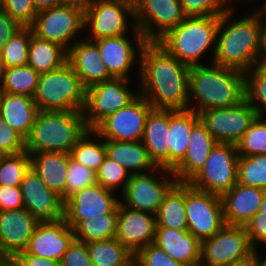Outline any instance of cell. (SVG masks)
Masks as SVG:
<instances>
[{
    "mask_svg": "<svg viewBox=\"0 0 266 266\" xmlns=\"http://www.w3.org/2000/svg\"><path fill=\"white\" fill-rule=\"evenodd\" d=\"M106 148V156L111 160L116 161L124 167L129 173L140 174L144 170H163L168 173V176L175 177L172 170L156 167L151 161L148 151L142 141H117V140H104ZM130 169V170H129Z\"/></svg>",
    "mask_w": 266,
    "mask_h": 266,
    "instance_id": "cell-28",
    "label": "cell"
},
{
    "mask_svg": "<svg viewBox=\"0 0 266 266\" xmlns=\"http://www.w3.org/2000/svg\"><path fill=\"white\" fill-rule=\"evenodd\" d=\"M137 51L142 82L139 94L156 109H189L190 67L157 42H146Z\"/></svg>",
    "mask_w": 266,
    "mask_h": 266,
    "instance_id": "cell-1",
    "label": "cell"
},
{
    "mask_svg": "<svg viewBox=\"0 0 266 266\" xmlns=\"http://www.w3.org/2000/svg\"><path fill=\"white\" fill-rule=\"evenodd\" d=\"M61 266H94L87 249V243L73 240L60 260Z\"/></svg>",
    "mask_w": 266,
    "mask_h": 266,
    "instance_id": "cell-49",
    "label": "cell"
},
{
    "mask_svg": "<svg viewBox=\"0 0 266 266\" xmlns=\"http://www.w3.org/2000/svg\"><path fill=\"white\" fill-rule=\"evenodd\" d=\"M83 111L39 110L30 134L25 139L29 154L59 152L70 154L77 141L86 133Z\"/></svg>",
    "mask_w": 266,
    "mask_h": 266,
    "instance_id": "cell-4",
    "label": "cell"
},
{
    "mask_svg": "<svg viewBox=\"0 0 266 266\" xmlns=\"http://www.w3.org/2000/svg\"><path fill=\"white\" fill-rule=\"evenodd\" d=\"M239 155L232 143H216L199 172L188 182L191 186L221 196L238 180Z\"/></svg>",
    "mask_w": 266,
    "mask_h": 266,
    "instance_id": "cell-8",
    "label": "cell"
},
{
    "mask_svg": "<svg viewBox=\"0 0 266 266\" xmlns=\"http://www.w3.org/2000/svg\"><path fill=\"white\" fill-rule=\"evenodd\" d=\"M39 109L33 97L2 92L0 115L24 139L28 137Z\"/></svg>",
    "mask_w": 266,
    "mask_h": 266,
    "instance_id": "cell-29",
    "label": "cell"
},
{
    "mask_svg": "<svg viewBox=\"0 0 266 266\" xmlns=\"http://www.w3.org/2000/svg\"><path fill=\"white\" fill-rule=\"evenodd\" d=\"M189 100H197V108L189 107L199 114L212 108L232 107L245 99L244 72L212 63L189 70Z\"/></svg>",
    "mask_w": 266,
    "mask_h": 266,
    "instance_id": "cell-3",
    "label": "cell"
},
{
    "mask_svg": "<svg viewBox=\"0 0 266 266\" xmlns=\"http://www.w3.org/2000/svg\"><path fill=\"white\" fill-rule=\"evenodd\" d=\"M263 5H264V9L263 10L266 13V0H265V3ZM261 26H262V30H266V24L265 25L262 24Z\"/></svg>",
    "mask_w": 266,
    "mask_h": 266,
    "instance_id": "cell-62",
    "label": "cell"
},
{
    "mask_svg": "<svg viewBox=\"0 0 266 266\" xmlns=\"http://www.w3.org/2000/svg\"><path fill=\"white\" fill-rule=\"evenodd\" d=\"M86 89L67 62L56 70L40 74L33 99L41 111H83Z\"/></svg>",
    "mask_w": 266,
    "mask_h": 266,
    "instance_id": "cell-6",
    "label": "cell"
},
{
    "mask_svg": "<svg viewBox=\"0 0 266 266\" xmlns=\"http://www.w3.org/2000/svg\"><path fill=\"white\" fill-rule=\"evenodd\" d=\"M93 134L94 130L88 129L71 149L70 157L96 173L106 157V148L104 141H91Z\"/></svg>",
    "mask_w": 266,
    "mask_h": 266,
    "instance_id": "cell-37",
    "label": "cell"
},
{
    "mask_svg": "<svg viewBox=\"0 0 266 266\" xmlns=\"http://www.w3.org/2000/svg\"><path fill=\"white\" fill-rule=\"evenodd\" d=\"M185 214L188 231L202 241L212 237L226 224L220 196L185 182Z\"/></svg>",
    "mask_w": 266,
    "mask_h": 266,
    "instance_id": "cell-9",
    "label": "cell"
},
{
    "mask_svg": "<svg viewBox=\"0 0 266 266\" xmlns=\"http://www.w3.org/2000/svg\"><path fill=\"white\" fill-rule=\"evenodd\" d=\"M156 217V227L188 230L185 214V182H177L165 195Z\"/></svg>",
    "mask_w": 266,
    "mask_h": 266,
    "instance_id": "cell-33",
    "label": "cell"
},
{
    "mask_svg": "<svg viewBox=\"0 0 266 266\" xmlns=\"http://www.w3.org/2000/svg\"><path fill=\"white\" fill-rule=\"evenodd\" d=\"M233 8L219 16L213 63L242 72L261 64L262 11L230 21ZM229 23V24H228ZM226 25V26H225Z\"/></svg>",
    "mask_w": 266,
    "mask_h": 266,
    "instance_id": "cell-2",
    "label": "cell"
},
{
    "mask_svg": "<svg viewBox=\"0 0 266 266\" xmlns=\"http://www.w3.org/2000/svg\"><path fill=\"white\" fill-rule=\"evenodd\" d=\"M40 73L28 64L9 67L1 83L2 92L34 97Z\"/></svg>",
    "mask_w": 266,
    "mask_h": 266,
    "instance_id": "cell-35",
    "label": "cell"
},
{
    "mask_svg": "<svg viewBox=\"0 0 266 266\" xmlns=\"http://www.w3.org/2000/svg\"><path fill=\"white\" fill-rule=\"evenodd\" d=\"M264 52V54H263ZM261 61H266V30H262V38H261Z\"/></svg>",
    "mask_w": 266,
    "mask_h": 266,
    "instance_id": "cell-57",
    "label": "cell"
},
{
    "mask_svg": "<svg viewBox=\"0 0 266 266\" xmlns=\"http://www.w3.org/2000/svg\"><path fill=\"white\" fill-rule=\"evenodd\" d=\"M21 26L4 10L0 9V51L4 44L17 32Z\"/></svg>",
    "mask_w": 266,
    "mask_h": 266,
    "instance_id": "cell-52",
    "label": "cell"
},
{
    "mask_svg": "<svg viewBox=\"0 0 266 266\" xmlns=\"http://www.w3.org/2000/svg\"><path fill=\"white\" fill-rule=\"evenodd\" d=\"M30 167L31 157L26 150L4 155L0 161V185L20 186Z\"/></svg>",
    "mask_w": 266,
    "mask_h": 266,
    "instance_id": "cell-40",
    "label": "cell"
},
{
    "mask_svg": "<svg viewBox=\"0 0 266 266\" xmlns=\"http://www.w3.org/2000/svg\"><path fill=\"white\" fill-rule=\"evenodd\" d=\"M93 0H61L62 4L73 5L86 10Z\"/></svg>",
    "mask_w": 266,
    "mask_h": 266,
    "instance_id": "cell-55",
    "label": "cell"
},
{
    "mask_svg": "<svg viewBox=\"0 0 266 266\" xmlns=\"http://www.w3.org/2000/svg\"><path fill=\"white\" fill-rule=\"evenodd\" d=\"M128 80L112 78L86 89L83 117L88 129L93 130L108 115L128 105L138 96L125 85Z\"/></svg>",
    "mask_w": 266,
    "mask_h": 266,
    "instance_id": "cell-12",
    "label": "cell"
},
{
    "mask_svg": "<svg viewBox=\"0 0 266 266\" xmlns=\"http://www.w3.org/2000/svg\"><path fill=\"white\" fill-rule=\"evenodd\" d=\"M31 168L44 184L64 202V189L70 154L59 152H38L29 154Z\"/></svg>",
    "mask_w": 266,
    "mask_h": 266,
    "instance_id": "cell-30",
    "label": "cell"
},
{
    "mask_svg": "<svg viewBox=\"0 0 266 266\" xmlns=\"http://www.w3.org/2000/svg\"><path fill=\"white\" fill-rule=\"evenodd\" d=\"M38 223L24 208L0 211V250L10 260L24 251Z\"/></svg>",
    "mask_w": 266,
    "mask_h": 266,
    "instance_id": "cell-21",
    "label": "cell"
},
{
    "mask_svg": "<svg viewBox=\"0 0 266 266\" xmlns=\"http://www.w3.org/2000/svg\"><path fill=\"white\" fill-rule=\"evenodd\" d=\"M255 249L244 226L225 225L212 237L201 241L204 266H228L251 257Z\"/></svg>",
    "mask_w": 266,
    "mask_h": 266,
    "instance_id": "cell-11",
    "label": "cell"
},
{
    "mask_svg": "<svg viewBox=\"0 0 266 266\" xmlns=\"http://www.w3.org/2000/svg\"><path fill=\"white\" fill-rule=\"evenodd\" d=\"M130 266H139L137 263L133 262Z\"/></svg>",
    "mask_w": 266,
    "mask_h": 266,
    "instance_id": "cell-65",
    "label": "cell"
},
{
    "mask_svg": "<svg viewBox=\"0 0 266 266\" xmlns=\"http://www.w3.org/2000/svg\"><path fill=\"white\" fill-rule=\"evenodd\" d=\"M23 208L39 223L55 222L64 218V202L51 191L33 168L26 172L20 185Z\"/></svg>",
    "mask_w": 266,
    "mask_h": 266,
    "instance_id": "cell-17",
    "label": "cell"
},
{
    "mask_svg": "<svg viewBox=\"0 0 266 266\" xmlns=\"http://www.w3.org/2000/svg\"><path fill=\"white\" fill-rule=\"evenodd\" d=\"M68 51L57 43L38 38L33 34L28 52V65L38 73L56 70L67 63Z\"/></svg>",
    "mask_w": 266,
    "mask_h": 266,
    "instance_id": "cell-32",
    "label": "cell"
},
{
    "mask_svg": "<svg viewBox=\"0 0 266 266\" xmlns=\"http://www.w3.org/2000/svg\"><path fill=\"white\" fill-rule=\"evenodd\" d=\"M33 3L37 11L62 4L61 0H33Z\"/></svg>",
    "mask_w": 266,
    "mask_h": 266,
    "instance_id": "cell-54",
    "label": "cell"
},
{
    "mask_svg": "<svg viewBox=\"0 0 266 266\" xmlns=\"http://www.w3.org/2000/svg\"><path fill=\"white\" fill-rule=\"evenodd\" d=\"M219 16L186 17L157 43L188 67L199 66L200 58L212 46L216 49Z\"/></svg>",
    "mask_w": 266,
    "mask_h": 266,
    "instance_id": "cell-5",
    "label": "cell"
},
{
    "mask_svg": "<svg viewBox=\"0 0 266 266\" xmlns=\"http://www.w3.org/2000/svg\"><path fill=\"white\" fill-rule=\"evenodd\" d=\"M154 244L162 248L172 259L186 266L201 263V241L188 230L156 227Z\"/></svg>",
    "mask_w": 266,
    "mask_h": 266,
    "instance_id": "cell-26",
    "label": "cell"
},
{
    "mask_svg": "<svg viewBox=\"0 0 266 266\" xmlns=\"http://www.w3.org/2000/svg\"><path fill=\"white\" fill-rule=\"evenodd\" d=\"M244 76L245 99L256 110L257 116L263 118L264 110L262 108H266V65L262 63L255 65L244 72Z\"/></svg>",
    "mask_w": 266,
    "mask_h": 266,
    "instance_id": "cell-38",
    "label": "cell"
},
{
    "mask_svg": "<svg viewBox=\"0 0 266 266\" xmlns=\"http://www.w3.org/2000/svg\"><path fill=\"white\" fill-rule=\"evenodd\" d=\"M258 212L266 214V192L264 194L263 200L259 206Z\"/></svg>",
    "mask_w": 266,
    "mask_h": 266,
    "instance_id": "cell-60",
    "label": "cell"
},
{
    "mask_svg": "<svg viewBox=\"0 0 266 266\" xmlns=\"http://www.w3.org/2000/svg\"><path fill=\"white\" fill-rule=\"evenodd\" d=\"M257 117L256 110L246 99L232 107L212 108L199 113L200 121L217 143L235 145Z\"/></svg>",
    "mask_w": 266,
    "mask_h": 266,
    "instance_id": "cell-13",
    "label": "cell"
},
{
    "mask_svg": "<svg viewBox=\"0 0 266 266\" xmlns=\"http://www.w3.org/2000/svg\"><path fill=\"white\" fill-rule=\"evenodd\" d=\"M1 94H2V87H1V84H0V97H1Z\"/></svg>",
    "mask_w": 266,
    "mask_h": 266,
    "instance_id": "cell-66",
    "label": "cell"
},
{
    "mask_svg": "<svg viewBox=\"0 0 266 266\" xmlns=\"http://www.w3.org/2000/svg\"><path fill=\"white\" fill-rule=\"evenodd\" d=\"M0 9L21 27H31L38 13L33 0H2Z\"/></svg>",
    "mask_w": 266,
    "mask_h": 266,
    "instance_id": "cell-46",
    "label": "cell"
},
{
    "mask_svg": "<svg viewBox=\"0 0 266 266\" xmlns=\"http://www.w3.org/2000/svg\"><path fill=\"white\" fill-rule=\"evenodd\" d=\"M72 43V47L68 50L67 62L86 88L113 78L100 59L98 46L93 41L80 40Z\"/></svg>",
    "mask_w": 266,
    "mask_h": 266,
    "instance_id": "cell-23",
    "label": "cell"
},
{
    "mask_svg": "<svg viewBox=\"0 0 266 266\" xmlns=\"http://www.w3.org/2000/svg\"><path fill=\"white\" fill-rule=\"evenodd\" d=\"M74 239V230L64 218L38 223L26 249L18 254H32L60 262Z\"/></svg>",
    "mask_w": 266,
    "mask_h": 266,
    "instance_id": "cell-19",
    "label": "cell"
},
{
    "mask_svg": "<svg viewBox=\"0 0 266 266\" xmlns=\"http://www.w3.org/2000/svg\"><path fill=\"white\" fill-rule=\"evenodd\" d=\"M239 156L266 154V122L257 117L236 144Z\"/></svg>",
    "mask_w": 266,
    "mask_h": 266,
    "instance_id": "cell-42",
    "label": "cell"
},
{
    "mask_svg": "<svg viewBox=\"0 0 266 266\" xmlns=\"http://www.w3.org/2000/svg\"><path fill=\"white\" fill-rule=\"evenodd\" d=\"M133 4L132 29L138 48H143L146 42H157L186 18L179 0H133Z\"/></svg>",
    "mask_w": 266,
    "mask_h": 266,
    "instance_id": "cell-7",
    "label": "cell"
},
{
    "mask_svg": "<svg viewBox=\"0 0 266 266\" xmlns=\"http://www.w3.org/2000/svg\"><path fill=\"white\" fill-rule=\"evenodd\" d=\"M25 150V139L13 130L0 115V151L7 155Z\"/></svg>",
    "mask_w": 266,
    "mask_h": 266,
    "instance_id": "cell-48",
    "label": "cell"
},
{
    "mask_svg": "<svg viewBox=\"0 0 266 266\" xmlns=\"http://www.w3.org/2000/svg\"><path fill=\"white\" fill-rule=\"evenodd\" d=\"M30 38L31 27H21L4 44L1 53L7 68L28 63Z\"/></svg>",
    "mask_w": 266,
    "mask_h": 266,
    "instance_id": "cell-41",
    "label": "cell"
},
{
    "mask_svg": "<svg viewBox=\"0 0 266 266\" xmlns=\"http://www.w3.org/2000/svg\"><path fill=\"white\" fill-rule=\"evenodd\" d=\"M188 142L185 157L172 170L177 182H189L203 167L217 143L200 120L192 127Z\"/></svg>",
    "mask_w": 266,
    "mask_h": 266,
    "instance_id": "cell-25",
    "label": "cell"
},
{
    "mask_svg": "<svg viewBox=\"0 0 266 266\" xmlns=\"http://www.w3.org/2000/svg\"><path fill=\"white\" fill-rule=\"evenodd\" d=\"M5 154L3 152L0 151V161L2 159V157L4 156Z\"/></svg>",
    "mask_w": 266,
    "mask_h": 266,
    "instance_id": "cell-64",
    "label": "cell"
},
{
    "mask_svg": "<svg viewBox=\"0 0 266 266\" xmlns=\"http://www.w3.org/2000/svg\"><path fill=\"white\" fill-rule=\"evenodd\" d=\"M11 260L16 266H61L58 261L32 254H17Z\"/></svg>",
    "mask_w": 266,
    "mask_h": 266,
    "instance_id": "cell-53",
    "label": "cell"
},
{
    "mask_svg": "<svg viewBox=\"0 0 266 266\" xmlns=\"http://www.w3.org/2000/svg\"><path fill=\"white\" fill-rule=\"evenodd\" d=\"M23 208L20 186L0 185V211Z\"/></svg>",
    "mask_w": 266,
    "mask_h": 266,
    "instance_id": "cell-51",
    "label": "cell"
},
{
    "mask_svg": "<svg viewBox=\"0 0 266 266\" xmlns=\"http://www.w3.org/2000/svg\"><path fill=\"white\" fill-rule=\"evenodd\" d=\"M203 264H204V263H200V264H198V265H195V266H204Z\"/></svg>",
    "mask_w": 266,
    "mask_h": 266,
    "instance_id": "cell-67",
    "label": "cell"
},
{
    "mask_svg": "<svg viewBox=\"0 0 266 266\" xmlns=\"http://www.w3.org/2000/svg\"><path fill=\"white\" fill-rule=\"evenodd\" d=\"M170 109L152 108L147 115L142 143L156 167L169 169Z\"/></svg>",
    "mask_w": 266,
    "mask_h": 266,
    "instance_id": "cell-24",
    "label": "cell"
},
{
    "mask_svg": "<svg viewBox=\"0 0 266 266\" xmlns=\"http://www.w3.org/2000/svg\"><path fill=\"white\" fill-rule=\"evenodd\" d=\"M155 214L125 207L119 203L115 238L134 255L154 243Z\"/></svg>",
    "mask_w": 266,
    "mask_h": 266,
    "instance_id": "cell-18",
    "label": "cell"
},
{
    "mask_svg": "<svg viewBox=\"0 0 266 266\" xmlns=\"http://www.w3.org/2000/svg\"><path fill=\"white\" fill-rule=\"evenodd\" d=\"M200 120L192 110H171L169 124V170L185 157L192 127Z\"/></svg>",
    "mask_w": 266,
    "mask_h": 266,
    "instance_id": "cell-31",
    "label": "cell"
},
{
    "mask_svg": "<svg viewBox=\"0 0 266 266\" xmlns=\"http://www.w3.org/2000/svg\"><path fill=\"white\" fill-rule=\"evenodd\" d=\"M118 213H106L95 220H83L75 229V240L91 242L115 238Z\"/></svg>",
    "mask_w": 266,
    "mask_h": 266,
    "instance_id": "cell-36",
    "label": "cell"
},
{
    "mask_svg": "<svg viewBox=\"0 0 266 266\" xmlns=\"http://www.w3.org/2000/svg\"><path fill=\"white\" fill-rule=\"evenodd\" d=\"M126 13L135 18L133 0H93L85 10L84 21L85 26H91L93 41L126 35Z\"/></svg>",
    "mask_w": 266,
    "mask_h": 266,
    "instance_id": "cell-16",
    "label": "cell"
},
{
    "mask_svg": "<svg viewBox=\"0 0 266 266\" xmlns=\"http://www.w3.org/2000/svg\"><path fill=\"white\" fill-rule=\"evenodd\" d=\"M95 183H97L96 173L69 157L66 184L64 189V202L79 190Z\"/></svg>",
    "mask_w": 266,
    "mask_h": 266,
    "instance_id": "cell-43",
    "label": "cell"
},
{
    "mask_svg": "<svg viewBox=\"0 0 266 266\" xmlns=\"http://www.w3.org/2000/svg\"><path fill=\"white\" fill-rule=\"evenodd\" d=\"M7 67L4 61V58L2 56V53L0 51V84L2 83L5 73H6Z\"/></svg>",
    "mask_w": 266,
    "mask_h": 266,
    "instance_id": "cell-58",
    "label": "cell"
},
{
    "mask_svg": "<svg viewBox=\"0 0 266 266\" xmlns=\"http://www.w3.org/2000/svg\"><path fill=\"white\" fill-rule=\"evenodd\" d=\"M93 42L98 46L100 59L106 65L109 74L113 78L128 79V72L137 57L136 49L128 38L120 35L101 38Z\"/></svg>",
    "mask_w": 266,
    "mask_h": 266,
    "instance_id": "cell-27",
    "label": "cell"
},
{
    "mask_svg": "<svg viewBox=\"0 0 266 266\" xmlns=\"http://www.w3.org/2000/svg\"><path fill=\"white\" fill-rule=\"evenodd\" d=\"M244 227L255 250L257 241L266 244V214L257 212Z\"/></svg>",
    "mask_w": 266,
    "mask_h": 266,
    "instance_id": "cell-50",
    "label": "cell"
},
{
    "mask_svg": "<svg viewBox=\"0 0 266 266\" xmlns=\"http://www.w3.org/2000/svg\"><path fill=\"white\" fill-rule=\"evenodd\" d=\"M3 266H16L12 260H9L5 265Z\"/></svg>",
    "mask_w": 266,
    "mask_h": 266,
    "instance_id": "cell-63",
    "label": "cell"
},
{
    "mask_svg": "<svg viewBox=\"0 0 266 266\" xmlns=\"http://www.w3.org/2000/svg\"><path fill=\"white\" fill-rule=\"evenodd\" d=\"M228 266H256L255 265V258L252 255L251 257H249L248 259L239 261V262H234Z\"/></svg>",
    "mask_w": 266,
    "mask_h": 266,
    "instance_id": "cell-56",
    "label": "cell"
},
{
    "mask_svg": "<svg viewBox=\"0 0 266 266\" xmlns=\"http://www.w3.org/2000/svg\"><path fill=\"white\" fill-rule=\"evenodd\" d=\"M87 249L94 266H130L134 262V254L116 238L88 242Z\"/></svg>",
    "mask_w": 266,
    "mask_h": 266,
    "instance_id": "cell-34",
    "label": "cell"
},
{
    "mask_svg": "<svg viewBox=\"0 0 266 266\" xmlns=\"http://www.w3.org/2000/svg\"><path fill=\"white\" fill-rule=\"evenodd\" d=\"M266 190L236 183L220 196L226 225L244 226L257 212Z\"/></svg>",
    "mask_w": 266,
    "mask_h": 266,
    "instance_id": "cell-22",
    "label": "cell"
},
{
    "mask_svg": "<svg viewBox=\"0 0 266 266\" xmlns=\"http://www.w3.org/2000/svg\"><path fill=\"white\" fill-rule=\"evenodd\" d=\"M186 17L220 16L227 12L228 0H179Z\"/></svg>",
    "mask_w": 266,
    "mask_h": 266,
    "instance_id": "cell-45",
    "label": "cell"
},
{
    "mask_svg": "<svg viewBox=\"0 0 266 266\" xmlns=\"http://www.w3.org/2000/svg\"><path fill=\"white\" fill-rule=\"evenodd\" d=\"M134 262L139 266H186L172 259L162 248L154 243L141 248L134 255Z\"/></svg>",
    "mask_w": 266,
    "mask_h": 266,
    "instance_id": "cell-47",
    "label": "cell"
},
{
    "mask_svg": "<svg viewBox=\"0 0 266 266\" xmlns=\"http://www.w3.org/2000/svg\"><path fill=\"white\" fill-rule=\"evenodd\" d=\"M262 64L266 65V61H261Z\"/></svg>",
    "mask_w": 266,
    "mask_h": 266,
    "instance_id": "cell-68",
    "label": "cell"
},
{
    "mask_svg": "<svg viewBox=\"0 0 266 266\" xmlns=\"http://www.w3.org/2000/svg\"><path fill=\"white\" fill-rule=\"evenodd\" d=\"M253 256L255 258V265L256 266H266V257H264L265 259H263V261H261L259 259L260 257H258L257 249L254 251Z\"/></svg>",
    "mask_w": 266,
    "mask_h": 266,
    "instance_id": "cell-59",
    "label": "cell"
},
{
    "mask_svg": "<svg viewBox=\"0 0 266 266\" xmlns=\"http://www.w3.org/2000/svg\"><path fill=\"white\" fill-rule=\"evenodd\" d=\"M237 183L266 190V154L239 156Z\"/></svg>",
    "mask_w": 266,
    "mask_h": 266,
    "instance_id": "cell-39",
    "label": "cell"
},
{
    "mask_svg": "<svg viewBox=\"0 0 266 266\" xmlns=\"http://www.w3.org/2000/svg\"><path fill=\"white\" fill-rule=\"evenodd\" d=\"M10 259L0 250V266L5 265Z\"/></svg>",
    "mask_w": 266,
    "mask_h": 266,
    "instance_id": "cell-61",
    "label": "cell"
},
{
    "mask_svg": "<svg viewBox=\"0 0 266 266\" xmlns=\"http://www.w3.org/2000/svg\"><path fill=\"white\" fill-rule=\"evenodd\" d=\"M85 10L73 5L60 4L38 11L33 25V34L38 38L57 43L67 51L71 40L85 27Z\"/></svg>",
    "mask_w": 266,
    "mask_h": 266,
    "instance_id": "cell-10",
    "label": "cell"
},
{
    "mask_svg": "<svg viewBox=\"0 0 266 266\" xmlns=\"http://www.w3.org/2000/svg\"><path fill=\"white\" fill-rule=\"evenodd\" d=\"M177 183L173 180L156 179L146 173L132 174L122 191L125 203L120 204L139 211L156 214L165 195Z\"/></svg>",
    "mask_w": 266,
    "mask_h": 266,
    "instance_id": "cell-20",
    "label": "cell"
},
{
    "mask_svg": "<svg viewBox=\"0 0 266 266\" xmlns=\"http://www.w3.org/2000/svg\"><path fill=\"white\" fill-rule=\"evenodd\" d=\"M95 183L79 190L64 202V219L74 230L83 220H95L106 213H118L120 200Z\"/></svg>",
    "mask_w": 266,
    "mask_h": 266,
    "instance_id": "cell-15",
    "label": "cell"
},
{
    "mask_svg": "<svg viewBox=\"0 0 266 266\" xmlns=\"http://www.w3.org/2000/svg\"><path fill=\"white\" fill-rule=\"evenodd\" d=\"M130 175L124 167L106 156L96 172V182L110 191L116 190L123 183L124 190Z\"/></svg>",
    "mask_w": 266,
    "mask_h": 266,
    "instance_id": "cell-44",
    "label": "cell"
},
{
    "mask_svg": "<svg viewBox=\"0 0 266 266\" xmlns=\"http://www.w3.org/2000/svg\"><path fill=\"white\" fill-rule=\"evenodd\" d=\"M153 107L141 95L120 110L108 115L93 130L104 140L141 141L147 115Z\"/></svg>",
    "mask_w": 266,
    "mask_h": 266,
    "instance_id": "cell-14",
    "label": "cell"
}]
</instances>
